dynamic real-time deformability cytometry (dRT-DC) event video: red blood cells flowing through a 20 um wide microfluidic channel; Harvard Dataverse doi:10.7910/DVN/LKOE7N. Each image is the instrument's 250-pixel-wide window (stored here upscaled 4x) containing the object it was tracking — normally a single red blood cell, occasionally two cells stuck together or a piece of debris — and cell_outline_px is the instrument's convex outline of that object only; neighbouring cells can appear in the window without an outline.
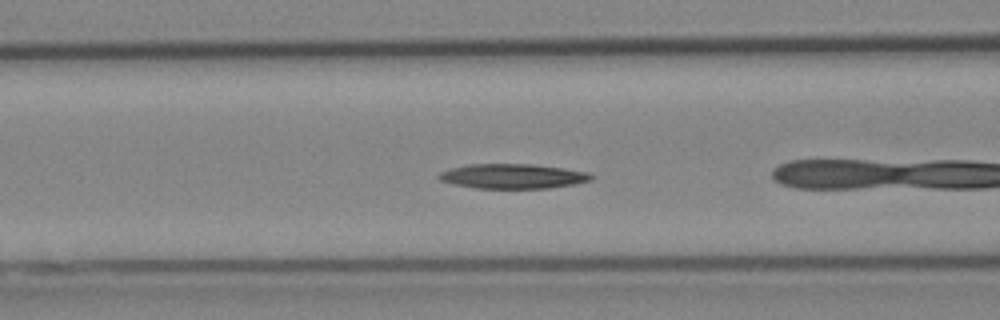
{"species": "Egyptian fruit bat (a non-hibernating species)", "species_latin": "Rousettus aegyptiacus", "temperature_condition": "cold", "stored_images_in_passage": 32, "camera_frame_rate_fps": 3000, "um_per_image_px": 0.085, "animal": {"sex": "female"}, "frame": {"image": 1, "passage_image": 5, "time_ms": 1.333, "image_size_px": [1000, 320], "cell_outline_px": [[596, 176], [592, 180], [576, 184], [548, 188], [476, 188], [456, 184], [440, 180], [436, 176], [440, 172], [452, 168], [468, 164], [532, 164], [588, 172]], "centroid_in_image_um": [43.62, 14.98], "position_along_channel_um": 123.0, "area_um2": 21.85}}